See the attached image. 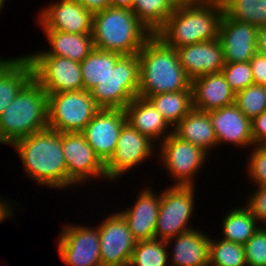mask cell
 I'll return each mask as SVG.
<instances>
[{
	"label": "cell",
	"instance_id": "6da1fadb",
	"mask_svg": "<svg viewBox=\"0 0 266 266\" xmlns=\"http://www.w3.org/2000/svg\"><path fill=\"white\" fill-rule=\"evenodd\" d=\"M24 166L26 177L35 184L67 188V167L62 149V133L47 128L19 139L12 145Z\"/></svg>",
	"mask_w": 266,
	"mask_h": 266
},
{
	"label": "cell",
	"instance_id": "7a4b0ae2",
	"mask_svg": "<svg viewBox=\"0 0 266 266\" xmlns=\"http://www.w3.org/2000/svg\"><path fill=\"white\" fill-rule=\"evenodd\" d=\"M223 14L221 0H198L177 6L155 35L175 49L210 41L218 38Z\"/></svg>",
	"mask_w": 266,
	"mask_h": 266
},
{
	"label": "cell",
	"instance_id": "3957f363",
	"mask_svg": "<svg viewBox=\"0 0 266 266\" xmlns=\"http://www.w3.org/2000/svg\"><path fill=\"white\" fill-rule=\"evenodd\" d=\"M140 84L138 96L146 97L181 90H192L191 79L183 70L178 52L152 34L138 52Z\"/></svg>",
	"mask_w": 266,
	"mask_h": 266
},
{
	"label": "cell",
	"instance_id": "277c9868",
	"mask_svg": "<svg viewBox=\"0 0 266 266\" xmlns=\"http://www.w3.org/2000/svg\"><path fill=\"white\" fill-rule=\"evenodd\" d=\"M47 128L48 94L32 78L0 115V143L11 146Z\"/></svg>",
	"mask_w": 266,
	"mask_h": 266
},
{
	"label": "cell",
	"instance_id": "5b68a950",
	"mask_svg": "<svg viewBox=\"0 0 266 266\" xmlns=\"http://www.w3.org/2000/svg\"><path fill=\"white\" fill-rule=\"evenodd\" d=\"M151 35L130 9L110 7L93 14L92 38L98 50L138 54Z\"/></svg>",
	"mask_w": 266,
	"mask_h": 266
},
{
	"label": "cell",
	"instance_id": "8992f818",
	"mask_svg": "<svg viewBox=\"0 0 266 266\" xmlns=\"http://www.w3.org/2000/svg\"><path fill=\"white\" fill-rule=\"evenodd\" d=\"M140 62L138 54L123 55L108 75L90 90L100 108L125 109L138 96Z\"/></svg>",
	"mask_w": 266,
	"mask_h": 266
},
{
	"label": "cell",
	"instance_id": "52a82bcc",
	"mask_svg": "<svg viewBox=\"0 0 266 266\" xmlns=\"http://www.w3.org/2000/svg\"><path fill=\"white\" fill-rule=\"evenodd\" d=\"M156 156L173 180L171 185L195 186V177L204 169L209 154L199 146L179 138L174 132L158 143ZM175 180V181H174Z\"/></svg>",
	"mask_w": 266,
	"mask_h": 266
},
{
	"label": "cell",
	"instance_id": "ba28073f",
	"mask_svg": "<svg viewBox=\"0 0 266 266\" xmlns=\"http://www.w3.org/2000/svg\"><path fill=\"white\" fill-rule=\"evenodd\" d=\"M101 108L90 91H65L48 95V128L82 132Z\"/></svg>",
	"mask_w": 266,
	"mask_h": 266
},
{
	"label": "cell",
	"instance_id": "9c48e42d",
	"mask_svg": "<svg viewBox=\"0 0 266 266\" xmlns=\"http://www.w3.org/2000/svg\"><path fill=\"white\" fill-rule=\"evenodd\" d=\"M195 186L171 185L160 194L155 239L168 240L195 227L189 224L195 210ZM191 226V227H190Z\"/></svg>",
	"mask_w": 266,
	"mask_h": 266
},
{
	"label": "cell",
	"instance_id": "30bf717a",
	"mask_svg": "<svg viewBox=\"0 0 266 266\" xmlns=\"http://www.w3.org/2000/svg\"><path fill=\"white\" fill-rule=\"evenodd\" d=\"M62 149L67 167V188L80 187V184L87 186L94 181L93 178L108 182L105 164L87 143L82 132L62 133Z\"/></svg>",
	"mask_w": 266,
	"mask_h": 266
},
{
	"label": "cell",
	"instance_id": "8fae6325",
	"mask_svg": "<svg viewBox=\"0 0 266 266\" xmlns=\"http://www.w3.org/2000/svg\"><path fill=\"white\" fill-rule=\"evenodd\" d=\"M25 56L31 62L33 79L48 95L83 89L80 62L62 56Z\"/></svg>",
	"mask_w": 266,
	"mask_h": 266
},
{
	"label": "cell",
	"instance_id": "7c38bea8",
	"mask_svg": "<svg viewBox=\"0 0 266 266\" xmlns=\"http://www.w3.org/2000/svg\"><path fill=\"white\" fill-rule=\"evenodd\" d=\"M157 145L146 135L141 134L129 123H125L120 131L117 146L113 156L105 164L106 176L112 182L122 179L125 173H130L145 161L155 156ZM130 171V172H128Z\"/></svg>",
	"mask_w": 266,
	"mask_h": 266
},
{
	"label": "cell",
	"instance_id": "4fadbf2b",
	"mask_svg": "<svg viewBox=\"0 0 266 266\" xmlns=\"http://www.w3.org/2000/svg\"><path fill=\"white\" fill-rule=\"evenodd\" d=\"M84 225L62 226L56 243L58 255L67 266H102L98 226Z\"/></svg>",
	"mask_w": 266,
	"mask_h": 266
},
{
	"label": "cell",
	"instance_id": "5bb4252c",
	"mask_svg": "<svg viewBox=\"0 0 266 266\" xmlns=\"http://www.w3.org/2000/svg\"><path fill=\"white\" fill-rule=\"evenodd\" d=\"M98 224L102 266H129L137 240L125 219L115 212Z\"/></svg>",
	"mask_w": 266,
	"mask_h": 266
},
{
	"label": "cell",
	"instance_id": "9a60e30c",
	"mask_svg": "<svg viewBox=\"0 0 266 266\" xmlns=\"http://www.w3.org/2000/svg\"><path fill=\"white\" fill-rule=\"evenodd\" d=\"M42 8L36 21L41 30L74 34L92 33L93 14L79 2L54 0Z\"/></svg>",
	"mask_w": 266,
	"mask_h": 266
},
{
	"label": "cell",
	"instance_id": "2e32d148",
	"mask_svg": "<svg viewBox=\"0 0 266 266\" xmlns=\"http://www.w3.org/2000/svg\"><path fill=\"white\" fill-rule=\"evenodd\" d=\"M126 122L124 109L101 108L82 131L87 143L104 164L113 156Z\"/></svg>",
	"mask_w": 266,
	"mask_h": 266
},
{
	"label": "cell",
	"instance_id": "e0dca14e",
	"mask_svg": "<svg viewBox=\"0 0 266 266\" xmlns=\"http://www.w3.org/2000/svg\"><path fill=\"white\" fill-rule=\"evenodd\" d=\"M258 28L236 21L223 14L218 39L221 42L225 63L250 61L257 53Z\"/></svg>",
	"mask_w": 266,
	"mask_h": 266
},
{
	"label": "cell",
	"instance_id": "ac0fdd59",
	"mask_svg": "<svg viewBox=\"0 0 266 266\" xmlns=\"http://www.w3.org/2000/svg\"><path fill=\"white\" fill-rule=\"evenodd\" d=\"M209 114L217 138V148L226 144L242 150L254 146L251 119L235 104L209 111Z\"/></svg>",
	"mask_w": 266,
	"mask_h": 266
},
{
	"label": "cell",
	"instance_id": "d6986e66",
	"mask_svg": "<svg viewBox=\"0 0 266 266\" xmlns=\"http://www.w3.org/2000/svg\"><path fill=\"white\" fill-rule=\"evenodd\" d=\"M152 187L140 189L136 202L118 213L125 219L137 241L155 239V227L160 207V195Z\"/></svg>",
	"mask_w": 266,
	"mask_h": 266
},
{
	"label": "cell",
	"instance_id": "ffe728a7",
	"mask_svg": "<svg viewBox=\"0 0 266 266\" xmlns=\"http://www.w3.org/2000/svg\"><path fill=\"white\" fill-rule=\"evenodd\" d=\"M176 50L180 64L191 80L201 75L221 72L225 65L222 45L218 38L185 45Z\"/></svg>",
	"mask_w": 266,
	"mask_h": 266
},
{
	"label": "cell",
	"instance_id": "44dd1931",
	"mask_svg": "<svg viewBox=\"0 0 266 266\" xmlns=\"http://www.w3.org/2000/svg\"><path fill=\"white\" fill-rule=\"evenodd\" d=\"M193 108L209 112L234 104L235 92L222 72L201 75L191 80Z\"/></svg>",
	"mask_w": 266,
	"mask_h": 266
},
{
	"label": "cell",
	"instance_id": "7402d4cb",
	"mask_svg": "<svg viewBox=\"0 0 266 266\" xmlns=\"http://www.w3.org/2000/svg\"><path fill=\"white\" fill-rule=\"evenodd\" d=\"M124 111L127 123L157 145L173 132V128L147 98L136 96Z\"/></svg>",
	"mask_w": 266,
	"mask_h": 266
},
{
	"label": "cell",
	"instance_id": "603a6c76",
	"mask_svg": "<svg viewBox=\"0 0 266 266\" xmlns=\"http://www.w3.org/2000/svg\"><path fill=\"white\" fill-rule=\"evenodd\" d=\"M166 243L169 248L170 244L174 247L171 251L173 253L169 254V265L209 266L210 237L199 228L172 237Z\"/></svg>",
	"mask_w": 266,
	"mask_h": 266
},
{
	"label": "cell",
	"instance_id": "cb8c5ba5",
	"mask_svg": "<svg viewBox=\"0 0 266 266\" xmlns=\"http://www.w3.org/2000/svg\"><path fill=\"white\" fill-rule=\"evenodd\" d=\"M49 48L29 55L62 56L82 62L95 48L92 33L74 34L53 30H42ZM49 49V50H48Z\"/></svg>",
	"mask_w": 266,
	"mask_h": 266
},
{
	"label": "cell",
	"instance_id": "d4e9b609",
	"mask_svg": "<svg viewBox=\"0 0 266 266\" xmlns=\"http://www.w3.org/2000/svg\"><path fill=\"white\" fill-rule=\"evenodd\" d=\"M181 139L199 146L209 155L217 148V138L209 112L192 109L174 128Z\"/></svg>",
	"mask_w": 266,
	"mask_h": 266
},
{
	"label": "cell",
	"instance_id": "484cf974",
	"mask_svg": "<svg viewBox=\"0 0 266 266\" xmlns=\"http://www.w3.org/2000/svg\"><path fill=\"white\" fill-rule=\"evenodd\" d=\"M32 78V65L25 55L8 58L0 67V115Z\"/></svg>",
	"mask_w": 266,
	"mask_h": 266
},
{
	"label": "cell",
	"instance_id": "4316f807",
	"mask_svg": "<svg viewBox=\"0 0 266 266\" xmlns=\"http://www.w3.org/2000/svg\"><path fill=\"white\" fill-rule=\"evenodd\" d=\"M222 219L221 229L223 237L228 241L244 245L261 227L256 217L244 204L229 210Z\"/></svg>",
	"mask_w": 266,
	"mask_h": 266
},
{
	"label": "cell",
	"instance_id": "83f0119b",
	"mask_svg": "<svg viewBox=\"0 0 266 266\" xmlns=\"http://www.w3.org/2000/svg\"><path fill=\"white\" fill-rule=\"evenodd\" d=\"M144 98L153 104L172 128L193 109L192 90L161 93Z\"/></svg>",
	"mask_w": 266,
	"mask_h": 266
},
{
	"label": "cell",
	"instance_id": "f1b7e54d",
	"mask_svg": "<svg viewBox=\"0 0 266 266\" xmlns=\"http://www.w3.org/2000/svg\"><path fill=\"white\" fill-rule=\"evenodd\" d=\"M120 53L101 51L96 48L80 62L83 89L90 91L101 82L122 57Z\"/></svg>",
	"mask_w": 266,
	"mask_h": 266
},
{
	"label": "cell",
	"instance_id": "f546056e",
	"mask_svg": "<svg viewBox=\"0 0 266 266\" xmlns=\"http://www.w3.org/2000/svg\"><path fill=\"white\" fill-rule=\"evenodd\" d=\"M224 14L257 28L266 25V0H221Z\"/></svg>",
	"mask_w": 266,
	"mask_h": 266
},
{
	"label": "cell",
	"instance_id": "4dcf8cb0",
	"mask_svg": "<svg viewBox=\"0 0 266 266\" xmlns=\"http://www.w3.org/2000/svg\"><path fill=\"white\" fill-rule=\"evenodd\" d=\"M168 0H135L132 11L139 21L155 34L173 11Z\"/></svg>",
	"mask_w": 266,
	"mask_h": 266
},
{
	"label": "cell",
	"instance_id": "1f68e13d",
	"mask_svg": "<svg viewBox=\"0 0 266 266\" xmlns=\"http://www.w3.org/2000/svg\"><path fill=\"white\" fill-rule=\"evenodd\" d=\"M170 253L165 240L137 241L129 266H169Z\"/></svg>",
	"mask_w": 266,
	"mask_h": 266
},
{
	"label": "cell",
	"instance_id": "d6a6232c",
	"mask_svg": "<svg viewBox=\"0 0 266 266\" xmlns=\"http://www.w3.org/2000/svg\"><path fill=\"white\" fill-rule=\"evenodd\" d=\"M213 239L209 244V266H247L244 245Z\"/></svg>",
	"mask_w": 266,
	"mask_h": 266
},
{
	"label": "cell",
	"instance_id": "836d02e7",
	"mask_svg": "<svg viewBox=\"0 0 266 266\" xmlns=\"http://www.w3.org/2000/svg\"><path fill=\"white\" fill-rule=\"evenodd\" d=\"M234 104L249 119L259 116L266 110V98L262 85H250L235 93Z\"/></svg>",
	"mask_w": 266,
	"mask_h": 266
},
{
	"label": "cell",
	"instance_id": "e575fe53",
	"mask_svg": "<svg viewBox=\"0 0 266 266\" xmlns=\"http://www.w3.org/2000/svg\"><path fill=\"white\" fill-rule=\"evenodd\" d=\"M230 88L239 92L254 84L250 62L225 63L221 70Z\"/></svg>",
	"mask_w": 266,
	"mask_h": 266
},
{
	"label": "cell",
	"instance_id": "d590c367",
	"mask_svg": "<svg viewBox=\"0 0 266 266\" xmlns=\"http://www.w3.org/2000/svg\"><path fill=\"white\" fill-rule=\"evenodd\" d=\"M247 155L246 173L251 184L266 187V145H254Z\"/></svg>",
	"mask_w": 266,
	"mask_h": 266
},
{
	"label": "cell",
	"instance_id": "8d00e7d4",
	"mask_svg": "<svg viewBox=\"0 0 266 266\" xmlns=\"http://www.w3.org/2000/svg\"><path fill=\"white\" fill-rule=\"evenodd\" d=\"M247 266H266V227L261 226L244 244Z\"/></svg>",
	"mask_w": 266,
	"mask_h": 266
},
{
	"label": "cell",
	"instance_id": "74e56055",
	"mask_svg": "<svg viewBox=\"0 0 266 266\" xmlns=\"http://www.w3.org/2000/svg\"><path fill=\"white\" fill-rule=\"evenodd\" d=\"M255 190L247 197L245 205L256 217L260 226L266 227V187L254 186ZM264 224V225H263Z\"/></svg>",
	"mask_w": 266,
	"mask_h": 266
},
{
	"label": "cell",
	"instance_id": "f35d334b",
	"mask_svg": "<svg viewBox=\"0 0 266 266\" xmlns=\"http://www.w3.org/2000/svg\"><path fill=\"white\" fill-rule=\"evenodd\" d=\"M254 145L266 144V110L251 120Z\"/></svg>",
	"mask_w": 266,
	"mask_h": 266
},
{
	"label": "cell",
	"instance_id": "ab89813d",
	"mask_svg": "<svg viewBox=\"0 0 266 266\" xmlns=\"http://www.w3.org/2000/svg\"><path fill=\"white\" fill-rule=\"evenodd\" d=\"M249 62L253 73L254 84H266V58L257 52Z\"/></svg>",
	"mask_w": 266,
	"mask_h": 266
},
{
	"label": "cell",
	"instance_id": "60d3db41",
	"mask_svg": "<svg viewBox=\"0 0 266 266\" xmlns=\"http://www.w3.org/2000/svg\"><path fill=\"white\" fill-rule=\"evenodd\" d=\"M79 2L86 10L95 14L111 6V0H75Z\"/></svg>",
	"mask_w": 266,
	"mask_h": 266
},
{
	"label": "cell",
	"instance_id": "b9f144b4",
	"mask_svg": "<svg viewBox=\"0 0 266 266\" xmlns=\"http://www.w3.org/2000/svg\"><path fill=\"white\" fill-rule=\"evenodd\" d=\"M1 196V195H0ZM5 198H0V224L3 223L2 221L5 219H14V213L15 208L13 209L14 206H16L15 204L13 205V203H11L9 200L7 201L4 200Z\"/></svg>",
	"mask_w": 266,
	"mask_h": 266
},
{
	"label": "cell",
	"instance_id": "7bdbcfd3",
	"mask_svg": "<svg viewBox=\"0 0 266 266\" xmlns=\"http://www.w3.org/2000/svg\"><path fill=\"white\" fill-rule=\"evenodd\" d=\"M256 50L266 58V25L257 30Z\"/></svg>",
	"mask_w": 266,
	"mask_h": 266
},
{
	"label": "cell",
	"instance_id": "ee69618b",
	"mask_svg": "<svg viewBox=\"0 0 266 266\" xmlns=\"http://www.w3.org/2000/svg\"><path fill=\"white\" fill-rule=\"evenodd\" d=\"M135 0H111L113 8H122L132 10Z\"/></svg>",
	"mask_w": 266,
	"mask_h": 266
},
{
	"label": "cell",
	"instance_id": "f6af8a7d",
	"mask_svg": "<svg viewBox=\"0 0 266 266\" xmlns=\"http://www.w3.org/2000/svg\"><path fill=\"white\" fill-rule=\"evenodd\" d=\"M173 7L184 6L197 2L198 0H168Z\"/></svg>",
	"mask_w": 266,
	"mask_h": 266
},
{
	"label": "cell",
	"instance_id": "bcb514c9",
	"mask_svg": "<svg viewBox=\"0 0 266 266\" xmlns=\"http://www.w3.org/2000/svg\"><path fill=\"white\" fill-rule=\"evenodd\" d=\"M6 0H0V12L3 10L4 4Z\"/></svg>",
	"mask_w": 266,
	"mask_h": 266
},
{
	"label": "cell",
	"instance_id": "7dc6e473",
	"mask_svg": "<svg viewBox=\"0 0 266 266\" xmlns=\"http://www.w3.org/2000/svg\"><path fill=\"white\" fill-rule=\"evenodd\" d=\"M8 59L0 57V67L7 61Z\"/></svg>",
	"mask_w": 266,
	"mask_h": 266
},
{
	"label": "cell",
	"instance_id": "c3c4849f",
	"mask_svg": "<svg viewBox=\"0 0 266 266\" xmlns=\"http://www.w3.org/2000/svg\"><path fill=\"white\" fill-rule=\"evenodd\" d=\"M262 88H263V91H264V94H265V98H266V84L262 85Z\"/></svg>",
	"mask_w": 266,
	"mask_h": 266
}]
</instances>
